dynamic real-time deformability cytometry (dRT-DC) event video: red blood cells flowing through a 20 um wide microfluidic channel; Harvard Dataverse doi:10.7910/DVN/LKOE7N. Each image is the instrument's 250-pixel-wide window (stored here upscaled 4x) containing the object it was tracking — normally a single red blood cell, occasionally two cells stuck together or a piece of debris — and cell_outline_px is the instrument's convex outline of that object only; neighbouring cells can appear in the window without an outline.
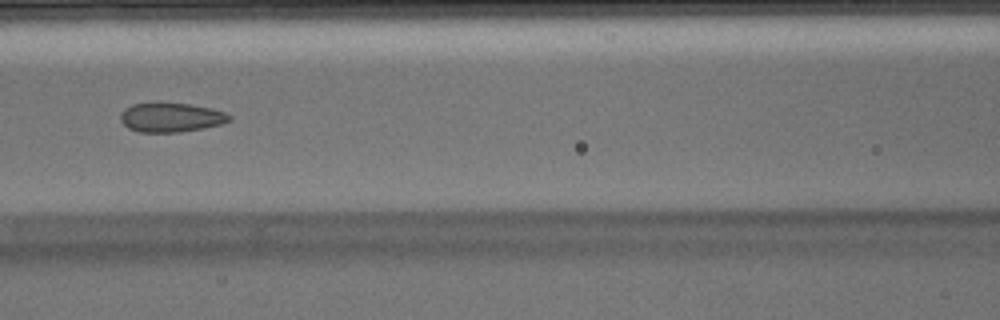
{"species": "Egyptian fruit bat (a non-hibernating species)", "species_latin": "Rousettus aegyptiacus", "temperature_condition": "warm", "stored_images_in_passage": 50, "camera_frame_rate_fps": 3000, "um_per_image_px": 0.085, "animal": {"sex": "male"}, "frame": {"image": 1, "passage_image": 22, "time_ms": 7.0, "image_size_px": [1000, 320], "cell_outline_px": [[232, 120], [220, 124], [204, 128], [180, 132], [140, 132], [128, 128], [120, 120], [120, 112], [124, 108], [132, 104], [156, 100], [160, 100], [188, 104], [212, 108], [224, 112], [232, 116]], "centroid_in_image_um": [14.49, 9.94], "position_along_channel_um": 152.1, "area_um2": 19.25}, "authors_computed_cell_mechanics": {"area_um2": 20.2878, "velocity_mm_per_s": 3.9907, "shape_relaxation_time_tau1_ms": null, "shape_relaxation_time_tau2_ms": 1.3534, "deformation_change_tau1": null, "deformation_change_tau2": 0.0857}}